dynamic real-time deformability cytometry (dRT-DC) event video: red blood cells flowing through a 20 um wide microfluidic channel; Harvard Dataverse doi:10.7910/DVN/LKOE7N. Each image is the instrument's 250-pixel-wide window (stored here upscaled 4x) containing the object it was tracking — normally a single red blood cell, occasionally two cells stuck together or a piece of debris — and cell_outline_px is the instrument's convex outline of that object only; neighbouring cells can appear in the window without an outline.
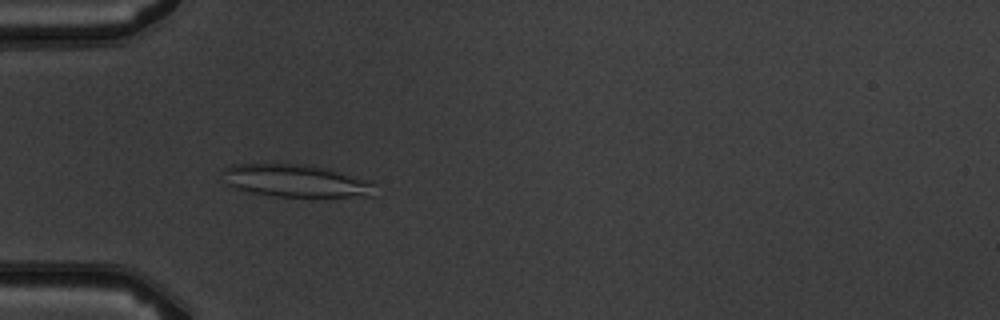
{"species": "common noctule bat (a hibernating species)", "species_latin": "Nyctalus noctula", "temperature_condition": "warm", "stored_images_in_passage": 8, "camera_frame_rate_fps": 3000, "um_per_image_px": 0.085, "animal": {"sex": "male", "body_mass_g": 19.5, "forearm_length_mm": 54.6}, "frame": {"image": 1, "passage_image": 4, "time_ms": 4.333, "image_size_px": [1000, 320], "cell_outline_px": [[376, 184], [372, 196], [276, 196], [248, 192], [236, 188], [228, 184], [224, 172], [224, 168], [232, 164], [304, 164], [340, 172], [372, 180]], "centroid_in_image_um": [25.18, 15.37], "position_along_channel_um": 59.8, "area_um2": 28.5}}
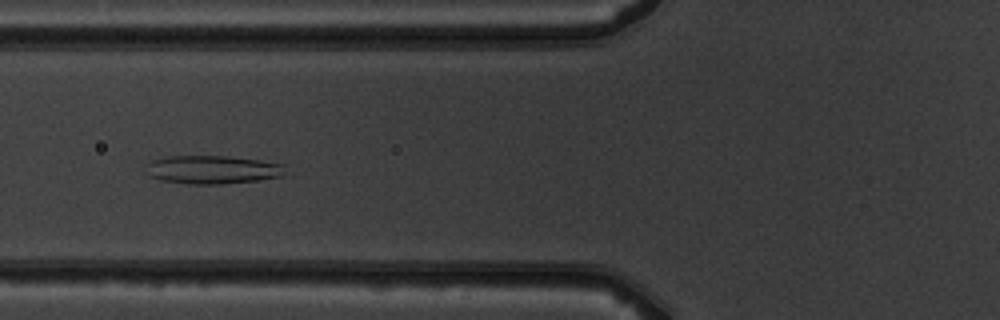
{"frame": {"image": 2, "passage_image": 5, "time_ms": 5.667, "image_size_px": [1000, 320], "cell_outline_px": [[284, 176], [256, 180], [220, 184], [188, 184], [160, 180], [148, 176], [148, 164], [152, 160], [168, 156], [228, 156], [260, 160], [284, 164]], "centroid_in_image_um": [18.06, 14.42], "position_along_channel_um": 107.7, "area_um2": 22.95}}
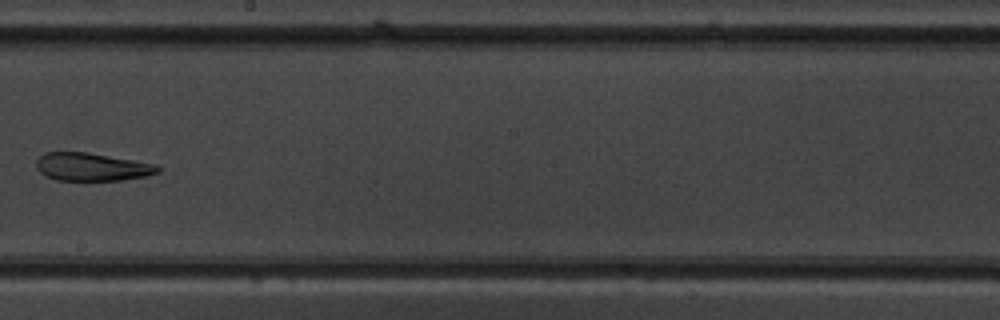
{"frame": {"image": 3, "passage_image": 8, "time_ms": 9.0, "image_size_px": [1000, 320], "cell_outline_px": [[160, 172], [148, 176], [120, 180], [56, 180], [44, 176], [36, 168], [36, 160], [44, 152], [88, 152], [156, 164], [160, 168]], "centroid_in_image_um": [7.8, 14.18], "position_along_channel_um": 240.4, "area_um2": 19.94}}